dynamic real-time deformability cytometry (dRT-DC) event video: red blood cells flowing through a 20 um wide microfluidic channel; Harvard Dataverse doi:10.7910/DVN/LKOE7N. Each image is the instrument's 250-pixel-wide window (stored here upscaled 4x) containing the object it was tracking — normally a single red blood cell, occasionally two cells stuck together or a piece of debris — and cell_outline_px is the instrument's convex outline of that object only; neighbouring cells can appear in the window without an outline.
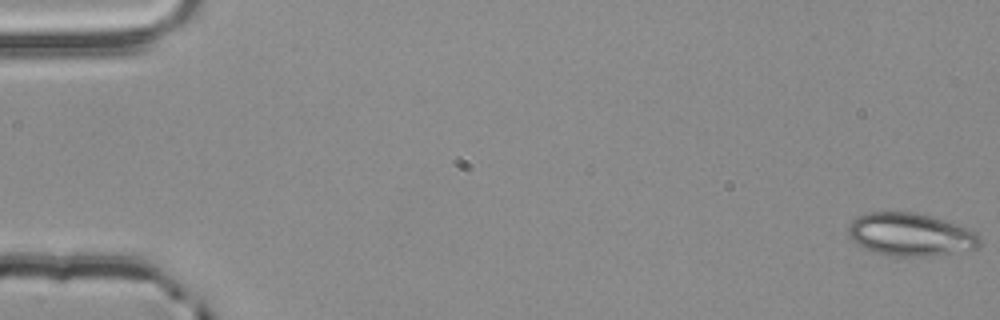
{"species": "common noctule bat (a hibernating species)", "species_latin": "Nyctalus noctula", "temperature_condition": "room temperature", "stored_images_in_passage": 55, "camera_frame_rate_fps": 3000, "um_per_image_px": 0.085, "animal": {"sex": "male", "body_mass_g": 20.4}, "frame": {"image": 1, "passage_image": 1, "time_ms": 0.0, "image_size_px": [1000, 320], "cell_outline_px": [[980, 244], [976, 248], [928, 256], [884, 256], [872, 252], [864, 248], [852, 240], [848, 232], [848, 224], [852, 220], [868, 212], [916, 212], [932, 216], [944, 220], [976, 232], [980, 236]], "centroid_in_image_um": [77.35, 19.94], "position_along_channel_um": 7.7, "area_um2": 32.77}}
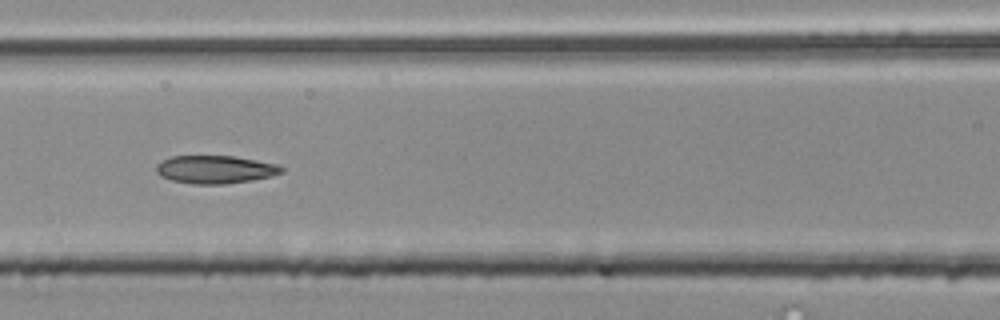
{"frame": {"image": 2, "passage_image": 25, "time_ms": 8.0, "image_size_px": [1000, 320], "cell_outline_px": [[284, 172], [272, 176], [252, 180], [228, 184], [196, 184], [172, 180], [160, 176], [156, 172], [156, 164], [172, 156], [236, 156], [280, 164], [284, 168]], "centroid_in_image_um": [18.35, 14.4], "position_along_channel_um": 148.2, "area_um2": 20.63}}
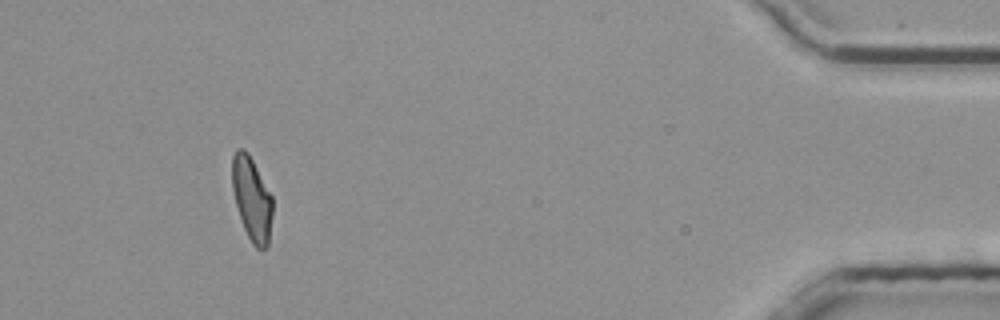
{"frame": {"image": 3, "passage_image": 51, "time_ms": 16.667, "image_size_px": [1000, 320], "cell_outline_px": [[272, 216], [268, 248], [256, 248], [252, 244], [244, 228], [236, 204], [232, 188], [232, 156], [236, 148], [244, 148], [248, 152], [272, 196]], "centroid_in_image_um": [21.4, 16.89], "position_along_channel_um": 413.8, "area_um2": 19.65}, "authors_computed_cell_mechanics": {"area_um2": 20.519, "velocity_mm_per_s": 3.8513, "shape_relaxation_time_tau1_ms": 7.9557, "shape_relaxation_time_tau2_ms": 1.5518, "deformation_change_tau1": 0.2178, "deformation_change_tau2": 0.081}}